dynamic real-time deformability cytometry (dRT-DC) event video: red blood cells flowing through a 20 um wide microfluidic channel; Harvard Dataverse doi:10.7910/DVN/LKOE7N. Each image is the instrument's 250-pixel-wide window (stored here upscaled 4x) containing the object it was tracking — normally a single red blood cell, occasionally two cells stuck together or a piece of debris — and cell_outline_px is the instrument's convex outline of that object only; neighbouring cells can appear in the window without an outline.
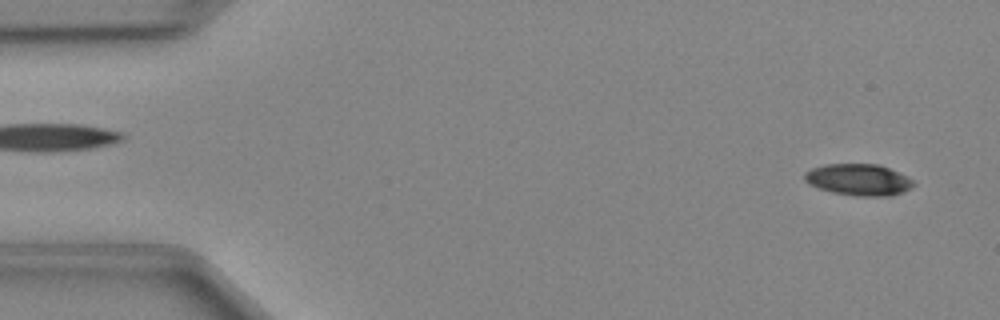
{"species": "Egyptian fruit bat (a non-hibernating species)", "species_latin": "Rousettus aegyptiacus", "temperature_condition": "cold", "stored_images_in_passage": 47, "camera_frame_rate_fps": 3000, "um_per_image_px": 0.085, "animal": {"sex": "female"}, "frame": {"image": 1, "passage_image": 2, "time_ms": 0.333, "image_size_px": [1000, 320], "cell_outline_px": [[916, 184], [900, 192], [888, 196], [856, 196], [832, 192], [808, 184], [804, 180], [804, 172], [812, 168], [824, 164], [880, 164], [908, 176], [916, 180]], "centroid_in_image_um": [72.98, 15.26], "position_along_channel_um": 12.0, "area_um2": 20.11}}
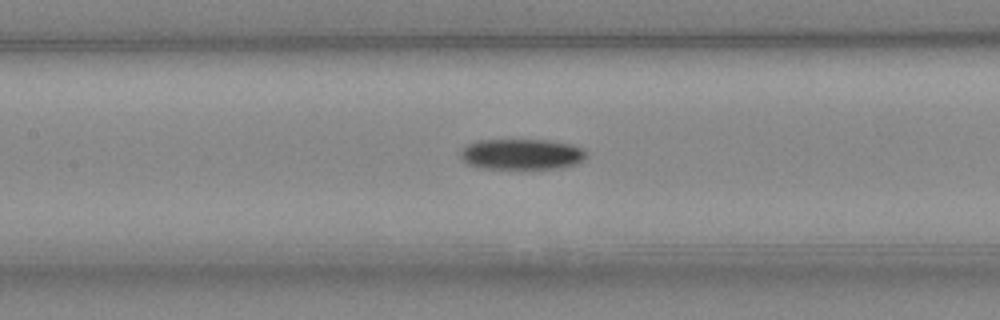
{"frame": {"image": 2, "passage_image": 21, "time_ms": 6.667, "image_size_px": [1000, 320], "cell_outline_px": [[588, 156], [584, 160], [576, 164], [560, 168], [484, 168], [468, 164], [460, 156], [460, 152], [468, 144], [480, 140], [548, 140], [572, 144], [580, 148]], "centroid_in_image_um": [44.37, 13.1], "position_along_channel_um": 163.0, "area_um2": 22.31}}
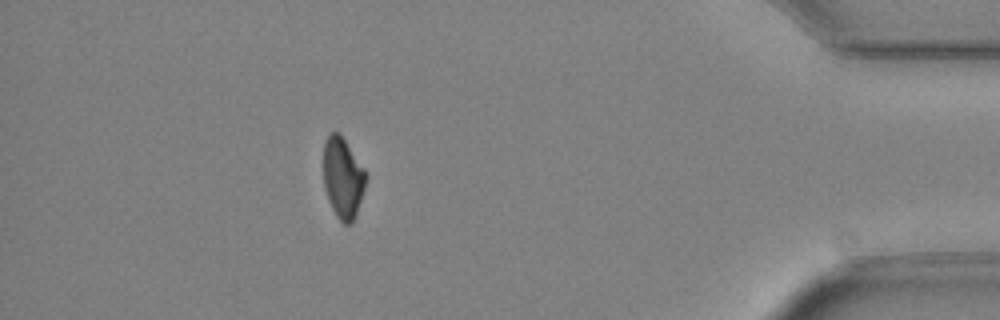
{"frame": {"image": 3, "passage_image": 42, "time_ms": 13.667, "image_size_px": [1000, 320], "cell_outline_px": [[364, 188], [356, 216], [352, 224], [344, 224], [336, 216], [328, 200], [324, 188], [324, 144], [328, 132], [340, 132], [364, 168]], "centroid_in_image_um": [29.12, 15.11], "position_along_channel_um": 406.1, "area_um2": 19.88}}